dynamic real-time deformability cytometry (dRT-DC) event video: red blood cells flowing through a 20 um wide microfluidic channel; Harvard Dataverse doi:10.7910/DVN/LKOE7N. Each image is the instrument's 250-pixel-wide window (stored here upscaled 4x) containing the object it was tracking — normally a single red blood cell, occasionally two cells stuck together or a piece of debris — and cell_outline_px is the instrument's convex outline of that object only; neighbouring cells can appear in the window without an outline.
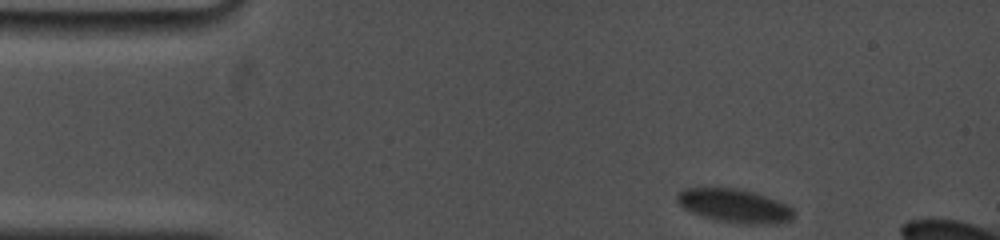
{"species": "common noctule bat (a hibernating species)", "species_latin": "Nyctalus noctula", "temperature_condition": "cold", "stored_images_in_passage": 4, "camera_frame_rate_fps": 5000, "um_per_image_px": 0.085, "animal": {"sex": "female", "body_mass_g": 19.0, "forearm_length_mm": 53.3}, "frame": {"image": 1, "passage_image": 1, "time_ms": 0.0, "image_size_px": [1000, 240], "cell_outline_px": [[792, 220], [776, 224], [744, 224], [720, 220], [704, 216], [692, 212], [684, 208], [676, 200], [676, 196], [684, 188], [736, 188], [752, 192], [788, 204], [792, 208]], "centroid_in_image_um": [62.45, 17.49], "position_along_channel_um": 22.6, "area_um2": 22.48}}